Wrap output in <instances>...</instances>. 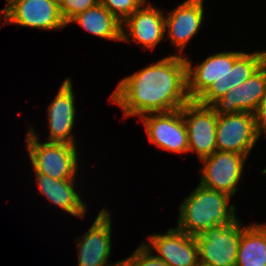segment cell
I'll return each mask as SVG.
<instances>
[{"mask_svg":"<svg viewBox=\"0 0 266 266\" xmlns=\"http://www.w3.org/2000/svg\"><path fill=\"white\" fill-rule=\"evenodd\" d=\"M203 18V0H186L165 16L167 39H171L179 53H182L186 44L199 31Z\"/></svg>","mask_w":266,"mask_h":266,"instance_id":"e0dca14e","label":"cell"},{"mask_svg":"<svg viewBox=\"0 0 266 266\" xmlns=\"http://www.w3.org/2000/svg\"><path fill=\"white\" fill-rule=\"evenodd\" d=\"M72 82L65 79L59 91L48 106L49 140L47 142L67 143L75 145L76 141L71 134L75 120V95Z\"/></svg>","mask_w":266,"mask_h":266,"instance_id":"9a60e30c","label":"cell"},{"mask_svg":"<svg viewBox=\"0 0 266 266\" xmlns=\"http://www.w3.org/2000/svg\"><path fill=\"white\" fill-rule=\"evenodd\" d=\"M183 119L188 131V152L201 160L217 151V113L211 106L189 101L183 106Z\"/></svg>","mask_w":266,"mask_h":266,"instance_id":"ba28073f","label":"cell"},{"mask_svg":"<svg viewBox=\"0 0 266 266\" xmlns=\"http://www.w3.org/2000/svg\"><path fill=\"white\" fill-rule=\"evenodd\" d=\"M0 10L6 24L38 28L42 30L62 29L63 20L57 0H8Z\"/></svg>","mask_w":266,"mask_h":266,"instance_id":"5b68a950","label":"cell"},{"mask_svg":"<svg viewBox=\"0 0 266 266\" xmlns=\"http://www.w3.org/2000/svg\"><path fill=\"white\" fill-rule=\"evenodd\" d=\"M150 244L143 241L152 252L158 253L169 266H196L199 261L198 245L195 236H191L180 229L170 228L166 234L148 236Z\"/></svg>","mask_w":266,"mask_h":266,"instance_id":"8fae6325","label":"cell"},{"mask_svg":"<svg viewBox=\"0 0 266 266\" xmlns=\"http://www.w3.org/2000/svg\"><path fill=\"white\" fill-rule=\"evenodd\" d=\"M26 147L34 174H44L54 179H76L78 168L77 147L73 144L40 143L33 128L28 131Z\"/></svg>","mask_w":266,"mask_h":266,"instance_id":"3957f363","label":"cell"},{"mask_svg":"<svg viewBox=\"0 0 266 266\" xmlns=\"http://www.w3.org/2000/svg\"><path fill=\"white\" fill-rule=\"evenodd\" d=\"M266 96V62L240 86L231 88L211 107L217 114L255 113Z\"/></svg>","mask_w":266,"mask_h":266,"instance_id":"30bf717a","label":"cell"},{"mask_svg":"<svg viewBox=\"0 0 266 266\" xmlns=\"http://www.w3.org/2000/svg\"><path fill=\"white\" fill-rule=\"evenodd\" d=\"M246 159L242 154L221 151L201 159L204 167L200 184L232 196L237 191Z\"/></svg>","mask_w":266,"mask_h":266,"instance_id":"9c48e42d","label":"cell"},{"mask_svg":"<svg viewBox=\"0 0 266 266\" xmlns=\"http://www.w3.org/2000/svg\"><path fill=\"white\" fill-rule=\"evenodd\" d=\"M151 253L152 251L142 243L129 257L132 259L133 266H169L161 258Z\"/></svg>","mask_w":266,"mask_h":266,"instance_id":"603a6c76","label":"cell"},{"mask_svg":"<svg viewBox=\"0 0 266 266\" xmlns=\"http://www.w3.org/2000/svg\"><path fill=\"white\" fill-rule=\"evenodd\" d=\"M231 196L199 186L180 205L177 228L191 236L202 234L210 227L231 224L238 220Z\"/></svg>","mask_w":266,"mask_h":266,"instance_id":"7a4b0ae2","label":"cell"},{"mask_svg":"<svg viewBox=\"0 0 266 266\" xmlns=\"http://www.w3.org/2000/svg\"><path fill=\"white\" fill-rule=\"evenodd\" d=\"M140 118L145 124L149 142L170 152H188V131L183 119V107L168 112L145 114Z\"/></svg>","mask_w":266,"mask_h":266,"instance_id":"52a82bcc","label":"cell"},{"mask_svg":"<svg viewBox=\"0 0 266 266\" xmlns=\"http://www.w3.org/2000/svg\"><path fill=\"white\" fill-rule=\"evenodd\" d=\"M108 211L103 208L78 241V266H107L110 263L112 222Z\"/></svg>","mask_w":266,"mask_h":266,"instance_id":"7c38bea8","label":"cell"},{"mask_svg":"<svg viewBox=\"0 0 266 266\" xmlns=\"http://www.w3.org/2000/svg\"><path fill=\"white\" fill-rule=\"evenodd\" d=\"M260 137L250 112L217 114L216 148L248 157Z\"/></svg>","mask_w":266,"mask_h":266,"instance_id":"8992f818","label":"cell"},{"mask_svg":"<svg viewBox=\"0 0 266 266\" xmlns=\"http://www.w3.org/2000/svg\"><path fill=\"white\" fill-rule=\"evenodd\" d=\"M110 99L125 118L181 109L190 101L185 57L167 56L123 78Z\"/></svg>","mask_w":266,"mask_h":266,"instance_id":"6da1fadb","label":"cell"},{"mask_svg":"<svg viewBox=\"0 0 266 266\" xmlns=\"http://www.w3.org/2000/svg\"><path fill=\"white\" fill-rule=\"evenodd\" d=\"M99 2L121 23H123L146 0H99Z\"/></svg>","mask_w":266,"mask_h":266,"instance_id":"44dd1931","label":"cell"},{"mask_svg":"<svg viewBox=\"0 0 266 266\" xmlns=\"http://www.w3.org/2000/svg\"><path fill=\"white\" fill-rule=\"evenodd\" d=\"M265 62L266 50L254 53L242 52L233 65H229L227 72L215 80L196 101L201 105L211 106L231 88L240 86L249 79Z\"/></svg>","mask_w":266,"mask_h":266,"instance_id":"4fadbf2b","label":"cell"},{"mask_svg":"<svg viewBox=\"0 0 266 266\" xmlns=\"http://www.w3.org/2000/svg\"><path fill=\"white\" fill-rule=\"evenodd\" d=\"M99 0H60L59 1V10L60 14L68 25L69 21L76 16L87 10L90 7H93L97 4Z\"/></svg>","mask_w":266,"mask_h":266,"instance_id":"7402d4cb","label":"cell"},{"mask_svg":"<svg viewBox=\"0 0 266 266\" xmlns=\"http://www.w3.org/2000/svg\"><path fill=\"white\" fill-rule=\"evenodd\" d=\"M242 52H219L207 57L195 68L190 60L186 59L187 94L190 101H196L215 80L223 76L229 65H233L235 59Z\"/></svg>","mask_w":266,"mask_h":266,"instance_id":"2e32d148","label":"cell"},{"mask_svg":"<svg viewBox=\"0 0 266 266\" xmlns=\"http://www.w3.org/2000/svg\"><path fill=\"white\" fill-rule=\"evenodd\" d=\"M76 22L92 35L103 39L121 41L122 23L100 2L74 16L68 24Z\"/></svg>","mask_w":266,"mask_h":266,"instance_id":"d6986e66","label":"cell"},{"mask_svg":"<svg viewBox=\"0 0 266 266\" xmlns=\"http://www.w3.org/2000/svg\"><path fill=\"white\" fill-rule=\"evenodd\" d=\"M196 266H212L210 264H206V263H203L201 262L200 260L198 261V263L196 264Z\"/></svg>","mask_w":266,"mask_h":266,"instance_id":"484cf974","label":"cell"},{"mask_svg":"<svg viewBox=\"0 0 266 266\" xmlns=\"http://www.w3.org/2000/svg\"><path fill=\"white\" fill-rule=\"evenodd\" d=\"M241 234L242 225L236 220L210 227L195 236L199 260L212 266H236Z\"/></svg>","mask_w":266,"mask_h":266,"instance_id":"277c9868","label":"cell"},{"mask_svg":"<svg viewBox=\"0 0 266 266\" xmlns=\"http://www.w3.org/2000/svg\"><path fill=\"white\" fill-rule=\"evenodd\" d=\"M35 175L39 193L70 215L85 217L87 207L74 188L76 179L58 180L44 174Z\"/></svg>","mask_w":266,"mask_h":266,"instance_id":"ac0fdd59","label":"cell"},{"mask_svg":"<svg viewBox=\"0 0 266 266\" xmlns=\"http://www.w3.org/2000/svg\"><path fill=\"white\" fill-rule=\"evenodd\" d=\"M144 5L122 23L121 41L128 42L131 38L135 43L142 44V47L154 49L164 38L165 16L160 9L150 4L145 7ZM124 26L127 27L128 33Z\"/></svg>","mask_w":266,"mask_h":266,"instance_id":"5bb4252c","label":"cell"},{"mask_svg":"<svg viewBox=\"0 0 266 266\" xmlns=\"http://www.w3.org/2000/svg\"><path fill=\"white\" fill-rule=\"evenodd\" d=\"M107 266H112V265L108 264ZM113 266H133L132 259L130 257H128L124 260L115 262V264Z\"/></svg>","mask_w":266,"mask_h":266,"instance_id":"d4e9b609","label":"cell"},{"mask_svg":"<svg viewBox=\"0 0 266 266\" xmlns=\"http://www.w3.org/2000/svg\"><path fill=\"white\" fill-rule=\"evenodd\" d=\"M236 266H266V224L242 226Z\"/></svg>","mask_w":266,"mask_h":266,"instance_id":"ffe728a7","label":"cell"},{"mask_svg":"<svg viewBox=\"0 0 266 266\" xmlns=\"http://www.w3.org/2000/svg\"><path fill=\"white\" fill-rule=\"evenodd\" d=\"M255 126L258 136L260 137L262 134H266V96L260 102L258 108L255 113Z\"/></svg>","mask_w":266,"mask_h":266,"instance_id":"cb8c5ba5","label":"cell"}]
</instances>
